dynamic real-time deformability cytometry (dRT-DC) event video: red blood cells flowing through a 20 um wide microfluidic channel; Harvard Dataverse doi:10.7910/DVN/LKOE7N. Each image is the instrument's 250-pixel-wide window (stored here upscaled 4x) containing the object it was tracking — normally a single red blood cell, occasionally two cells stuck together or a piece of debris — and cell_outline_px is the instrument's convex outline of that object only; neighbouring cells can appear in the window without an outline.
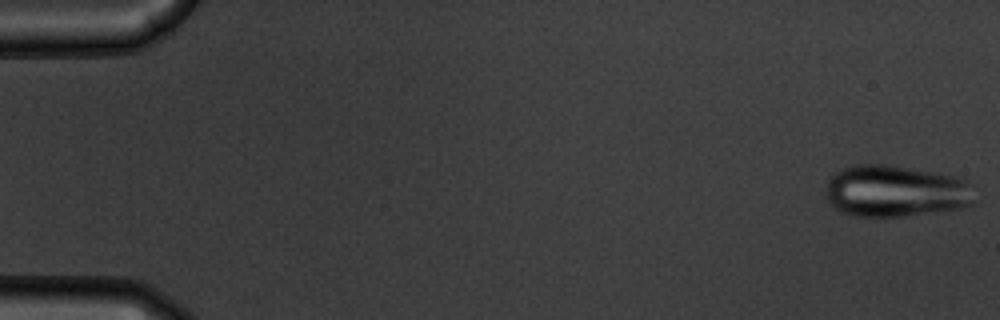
{"species": "common noctule bat (a hibernating species)", "species_latin": "Nyctalus noctula", "temperature_condition": "warm", "stored_images_in_passage": 54, "camera_frame_rate_fps": 3000, "um_per_image_px": 0.085, "animal": {"sex": "male", "body_mass_g": 19.5, "forearm_length_mm": 54.6}, "frame": {"image": 1, "passage_image": 1, "time_ms": 0.0, "image_size_px": [1000, 320], "cell_outline_px": [[976, 184], [972, 204], [960, 208], [904, 216], [852, 216], [840, 212], [832, 208], [828, 200], [828, 180], [836, 172], [852, 164], [884, 164], [936, 172], [960, 176]], "centroid_in_image_um": [76.18, 16.23], "position_along_channel_um": 8.8, "area_um2": 45.37}}
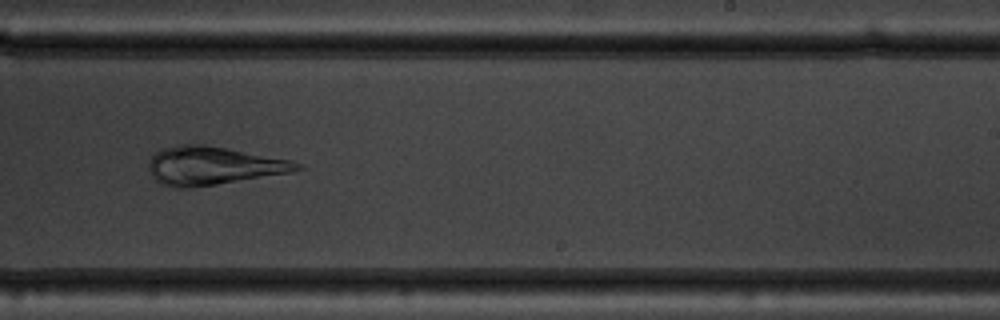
{"frame": {"image": 2, "passage_image": 34, "time_ms": 11.0, "image_size_px": [1000, 320], "cell_outline_px": [[304, 168], [292, 172], [216, 184], [188, 188], [172, 188], [160, 184], [152, 176], [148, 168], [148, 160], [160, 148], [180, 144], [204, 144], [228, 148], [292, 160], [304, 164]], "centroid_in_image_um": [18.09, 14.08], "position_along_channel_um": 270.9, "area_um2": 33.35}}
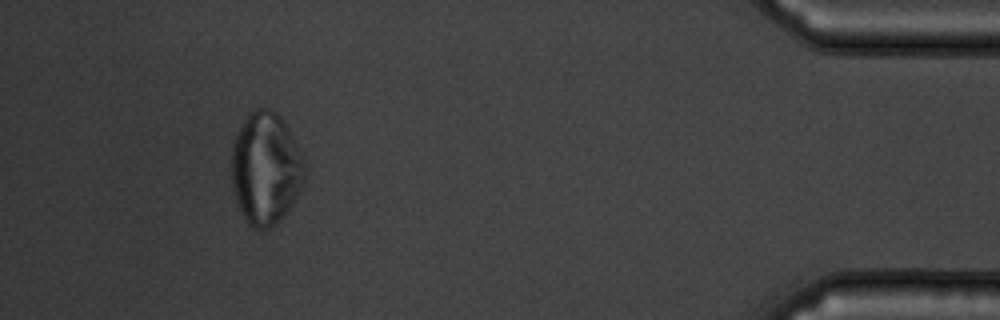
{"frame": {"image": 3, "passage_image": 50, "time_ms": 16.333, "image_size_px": [1000, 320], "cell_outline_px": [[308, 172], [296, 200], [276, 224], [272, 228], [264, 232], [260, 232], [252, 228], [248, 224], [236, 200], [232, 184], [232, 140], [236, 132], [244, 120], [256, 108], [268, 108], [276, 112], [280, 116], [304, 160]], "centroid_in_image_um": [22.59, 14.37], "position_along_channel_um": 412.6, "area_um2": 48.21}}